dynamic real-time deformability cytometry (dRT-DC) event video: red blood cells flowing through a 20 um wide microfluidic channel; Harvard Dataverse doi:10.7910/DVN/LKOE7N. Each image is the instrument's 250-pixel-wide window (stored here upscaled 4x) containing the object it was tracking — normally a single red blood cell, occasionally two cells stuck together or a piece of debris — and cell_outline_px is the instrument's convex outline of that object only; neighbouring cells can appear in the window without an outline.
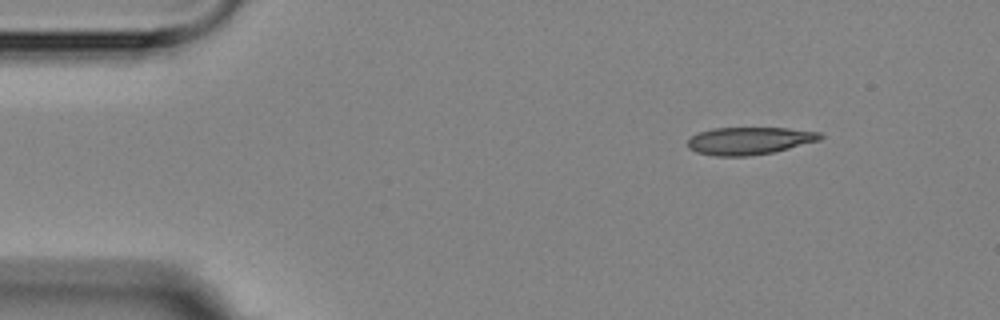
{"species": "Egyptian fruit bat (a non-hibernating species)", "species_latin": "Rousettus aegyptiacus", "temperature_condition": "room temperature", "stored_images_in_passage": 3, "camera_frame_rate_fps": 3000, "um_per_image_px": 0.085, "animal": {"sex": "female"}, "frame": {"image": 1, "passage_image": 1, "time_ms": 0.0, "image_size_px": [1000, 320], "cell_outline_px": [[824, 136], [820, 140], [772, 152], [744, 156], [716, 156], [696, 152], [688, 148], [688, 140], [692, 136], [700, 132], [712, 128], [788, 128], [820, 132]], "centroid_in_image_um": [63.69, 11.96], "position_along_channel_um": 21.3, "area_um2": 21.04}}